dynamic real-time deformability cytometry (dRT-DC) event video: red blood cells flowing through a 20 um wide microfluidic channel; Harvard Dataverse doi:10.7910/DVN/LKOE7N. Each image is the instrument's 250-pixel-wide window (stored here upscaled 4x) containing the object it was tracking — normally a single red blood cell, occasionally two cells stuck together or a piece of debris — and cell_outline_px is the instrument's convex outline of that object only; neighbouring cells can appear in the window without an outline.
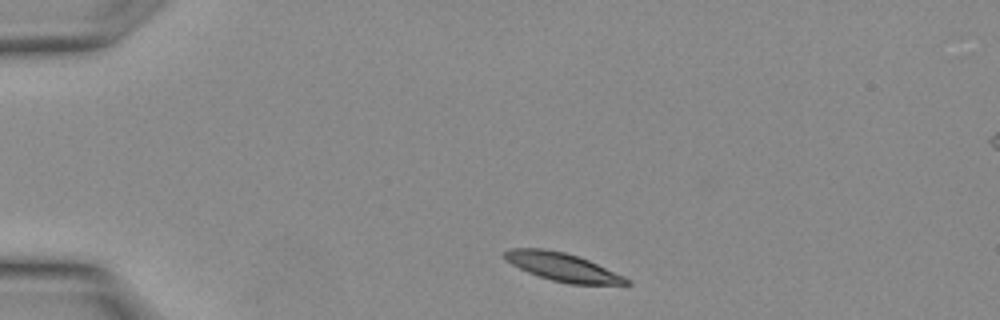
{"species": "Egyptian fruit bat (a non-hibernating species)", "species_latin": "Rousettus aegyptiacus", "temperature_condition": "warm", "stored_images_in_passage": 8, "camera_frame_rate_fps": 3000, "um_per_image_px": 0.085, "animal": {"sex": "female"}, "frame": {"image": 1, "passage_image": 1, "time_ms": 0.0, "image_size_px": [1000, 320], "cell_outline_px": [[632, 284], [568, 284], [552, 280], [528, 272], [512, 264], [504, 256], [504, 252], [508, 248], [544, 248], [564, 252], [588, 260], [624, 276], [632, 280]], "centroid_in_image_um": [47.83, 22.69], "position_along_channel_um": 37.2, "area_um2": 19.77}}
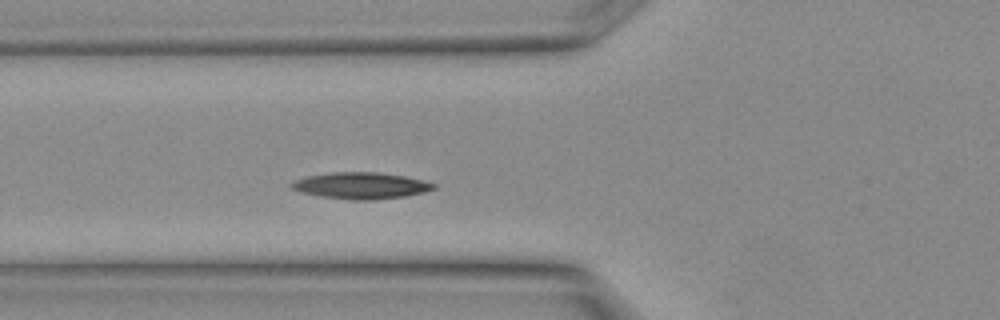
{"frame": {"image": 2, "passage_image": 6, "time_ms": 1.667, "image_size_px": [1000, 320], "cell_outline_px": [[436, 188], [424, 192], [404, 196], [372, 200], [352, 200], [324, 196], [300, 192], [292, 188], [288, 184], [296, 180], [308, 176], [328, 172], [376, 172], [404, 176], [424, 180], [436, 184]], "centroid_in_image_um": [30.69, 15.77], "position_along_channel_um": 95.1, "area_um2": 21.79}}
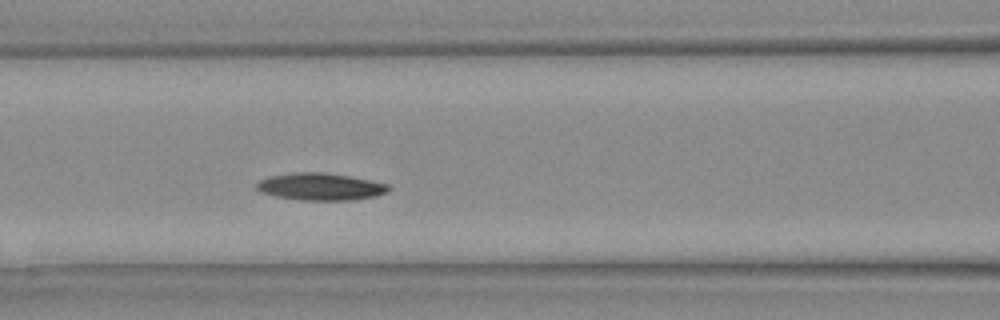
{"frame": {"image": 3, "passage_image": 8, "time_ms": 2.333, "image_size_px": [1000, 320], "cell_outline_px": [[392, 188], [388, 192], [376, 196], [352, 200], [304, 200], [276, 196], [260, 192], [256, 188], [256, 184], [260, 180], [268, 176], [292, 172], [320, 172], [348, 176], [388, 184]], "centroid_in_image_um": [27.23, 15.86], "position_along_channel_um": 139.4, "area_um2": 20.87}}